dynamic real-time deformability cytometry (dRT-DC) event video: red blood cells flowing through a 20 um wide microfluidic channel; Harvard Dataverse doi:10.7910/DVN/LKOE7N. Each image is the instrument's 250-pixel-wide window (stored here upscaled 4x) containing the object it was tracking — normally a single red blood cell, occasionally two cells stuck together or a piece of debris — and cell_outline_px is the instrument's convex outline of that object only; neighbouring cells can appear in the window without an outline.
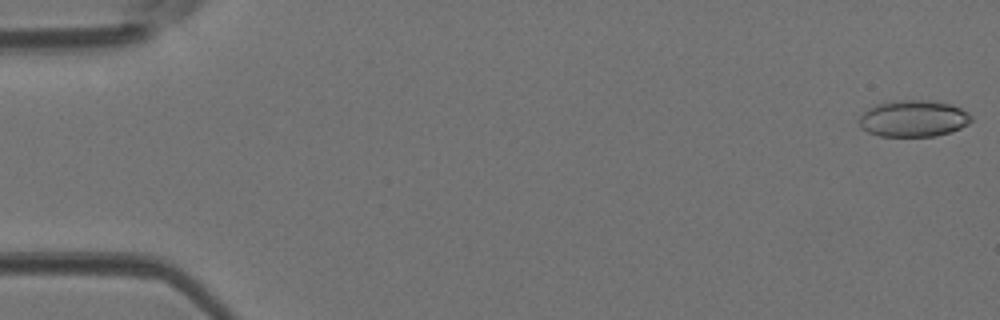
{"species": "Egyptian fruit bat (a non-hibernating species)", "species_latin": "Rousettus aegyptiacus", "temperature_condition": "room temperature", "stored_images_in_passage": 46, "camera_frame_rate_fps": 3000, "um_per_image_px": 0.085, "animal": {"sex": "female"}, "frame": {"image": 1, "passage_image": 1, "time_ms": 0.0, "image_size_px": [1000, 320], "cell_outline_px": [[972, 120], [968, 124], [952, 132], [936, 136], [880, 136], [868, 132], [860, 124], [860, 116], [868, 108], [876, 104], [896, 100], [932, 100], [952, 104], [968, 112], [972, 116]], "centroid_in_image_um": [77.68, 10.07], "position_along_channel_um": 7.3, "area_um2": 23.99}}
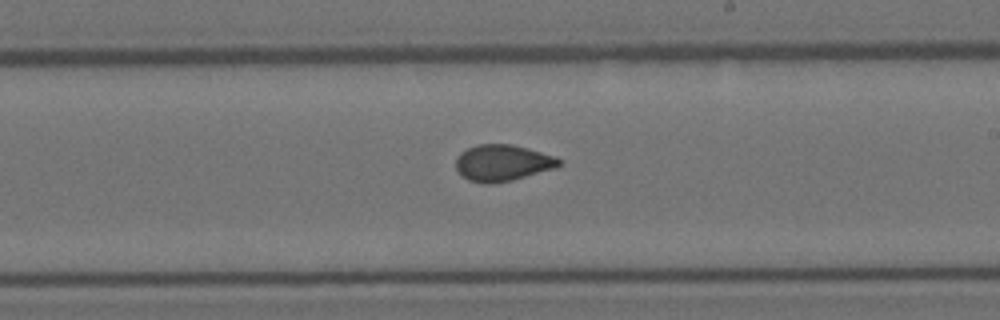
{"frame": {"image": 2, "passage_image": 27, "time_ms": 8.667, "image_size_px": [1000, 320], "cell_outline_px": [[564, 160], [556, 168], [512, 180], [492, 184], [484, 184], [468, 180], [456, 168], [456, 156], [460, 152], [468, 148], [480, 144], [512, 144], [528, 148], [556, 156]], "centroid_in_image_um": [42.74, 13.84], "position_along_channel_um": 246.3, "area_um2": 22.02}}
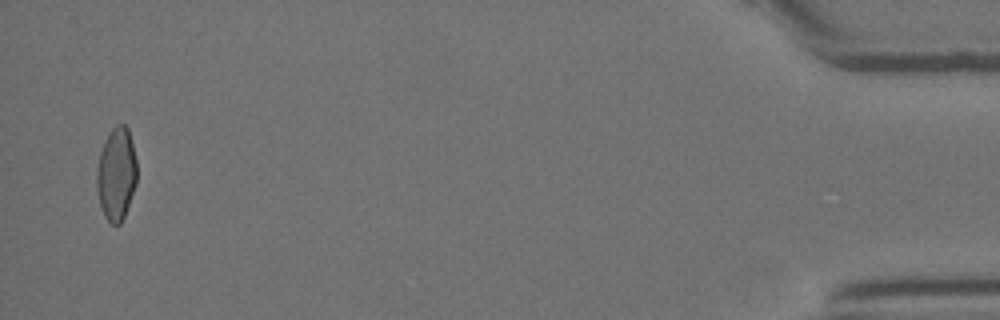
{"frame": {"image": 3, "passage_image": 45, "time_ms": 14.667, "image_size_px": [1000, 320], "cell_outline_px": [[136, 184], [124, 216], [120, 224], [112, 224], [104, 216], [100, 208], [96, 188], [96, 172], [100, 152], [104, 140], [108, 132], [116, 124], [124, 124], [128, 128], [136, 160]], "centroid_in_image_um": [9.87, 14.78], "position_along_channel_um": 425.3, "area_um2": 21.85}}